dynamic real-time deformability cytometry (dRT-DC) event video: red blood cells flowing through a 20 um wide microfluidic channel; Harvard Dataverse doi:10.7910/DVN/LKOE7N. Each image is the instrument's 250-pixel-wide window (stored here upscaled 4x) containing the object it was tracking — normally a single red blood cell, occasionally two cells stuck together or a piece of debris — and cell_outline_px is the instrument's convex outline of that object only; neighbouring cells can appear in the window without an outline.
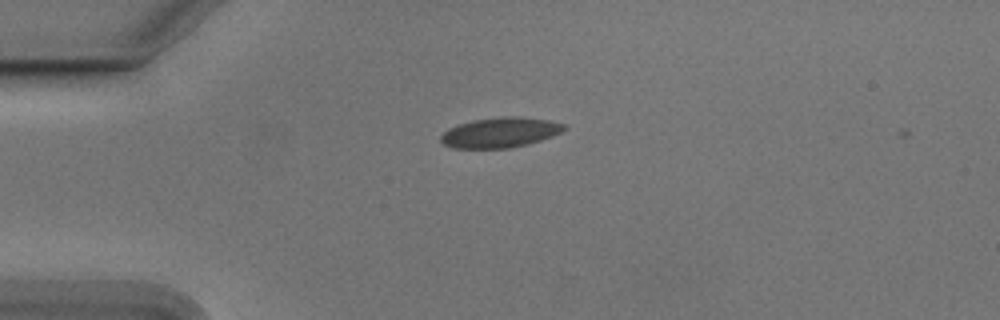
{"species": "Egyptian fruit bat (a non-hibernating species)", "species_latin": "Rousettus aegyptiacus", "temperature_condition": "cold", "stored_images_in_passage": 21, "camera_frame_rate_fps": 3000, "um_per_image_px": 0.085, "animal": {"sex": "male"}, "frame": {"image": 1, "passage_image": 1, "time_ms": 0.0, "image_size_px": [1000, 320], "cell_outline_px": [[568, 128], [552, 136], [528, 144], [508, 148], [452, 148], [444, 144], [440, 140], [440, 136], [448, 128], [472, 120], [504, 116], [516, 116], [548, 120], [564, 124]], "centroid_in_image_um": [42.5, 11.26], "position_along_channel_um": 42.5, "area_um2": 21.56}}
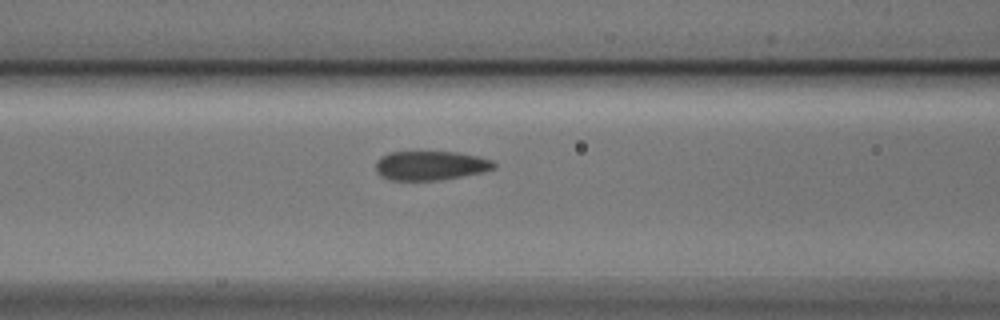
{"frame": {"image": 2, "passage_image": 10, "time_ms": 3.0, "image_size_px": [1000, 320], "cell_outline_px": [[496, 168], [484, 172], [436, 180], [388, 180], [380, 176], [376, 168], [376, 160], [380, 156], [388, 152], [456, 152], [476, 156], [492, 160], [496, 164]], "centroid_in_image_um": [36.57, 14.07], "position_along_channel_um": 130.0, "area_um2": 20.11}}
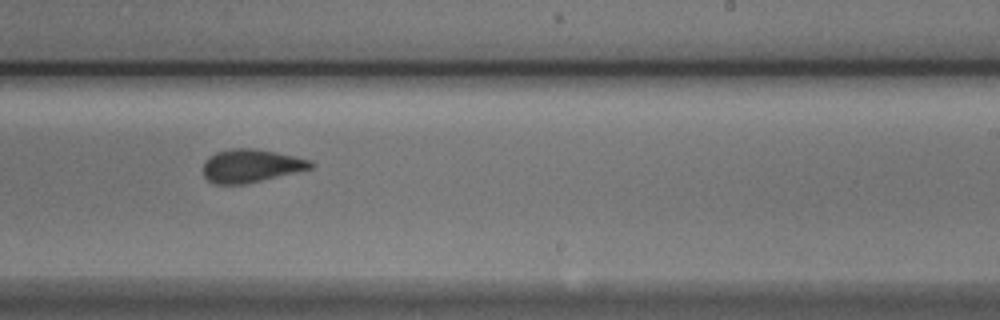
{"frame": {"image": 3, "passage_image": 21, "time_ms": 6.667, "image_size_px": [1000, 320], "cell_outline_px": [[316, 164], [312, 168], [244, 184], [216, 184], [208, 180], [204, 176], [204, 160], [216, 152], [228, 148], [256, 148], [276, 152], [312, 160]], "centroid_in_image_um": [21.33, 14.07], "position_along_channel_um": 267.7, "area_um2": 20.75}}